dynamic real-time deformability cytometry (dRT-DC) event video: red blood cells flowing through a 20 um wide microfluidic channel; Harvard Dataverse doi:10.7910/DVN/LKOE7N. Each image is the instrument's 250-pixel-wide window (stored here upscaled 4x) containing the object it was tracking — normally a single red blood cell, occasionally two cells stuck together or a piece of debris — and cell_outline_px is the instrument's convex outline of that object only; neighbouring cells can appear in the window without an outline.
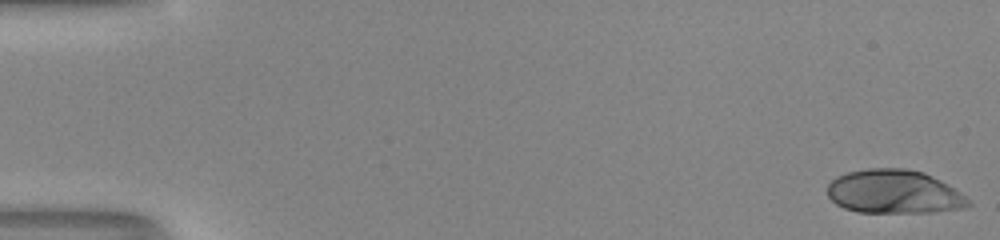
{"species": "human", "species_latin": "Homo sapiens", "temperature_condition": "room temperature", "stored_images_in_passage": 51, "camera_frame_rate_fps": 3000, "um_per_image_px": 0.085, "donor": {"sex": "male"}, "frame": {"image": 1, "passage_image": 1, "time_ms": 0.0, "image_size_px": [1000, 240], "cell_outline_px": [[972, 204], [964, 208], [932, 212], [856, 212], [844, 208], [836, 204], [828, 196], [828, 184], [836, 176], [848, 172], [868, 168], [904, 168], [924, 172], [948, 184], [960, 192]], "centroid_in_image_um": [75.98, 16.3], "position_along_channel_um": 9.0, "area_um2": 35.89}}
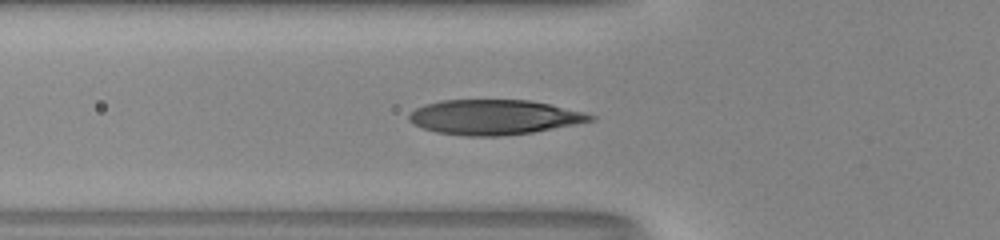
{"frame": {"image": 2, "passage_image": 19, "time_ms": 6.0, "image_size_px": [1000, 240], "cell_outline_px": [[596, 120], [532, 132], [496, 136], [464, 136], [436, 132], [424, 128], [408, 120], [408, 116], [416, 108], [424, 104], [440, 100], [528, 100], [548, 104], [584, 112], [596, 116]], "centroid_in_image_um": [41.99, 9.95], "position_along_channel_um": 83.8, "area_um2": 36.59}}
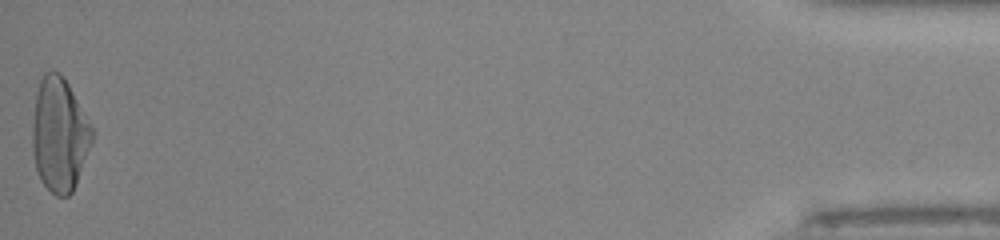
{"frame": {"image": 3, "passage_image": 51, "time_ms": 16.667, "image_size_px": [1000, 240], "cell_outline_px": [[96, 132], [76, 184], [72, 192], [68, 196], [56, 196], [40, 180], [36, 168], [32, 152], [32, 124], [36, 92], [40, 80], [44, 72], [60, 72], [68, 84], [92, 124]], "centroid_in_image_um": [5.06, 11.44], "position_along_channel_um": 430.1, "area_um2": 39.88}, "authors_computed_cell_mechanics": {"area_um2": 36.5874, "velocity_mm_per_s": 4.1434, "shape_relaxation_time_tau1_ms": 4.5545, "shape_relaxation_time_tau2_ms": null, "deformation_change_tau1": 0.2452, "deformation_change_tau2": null}}